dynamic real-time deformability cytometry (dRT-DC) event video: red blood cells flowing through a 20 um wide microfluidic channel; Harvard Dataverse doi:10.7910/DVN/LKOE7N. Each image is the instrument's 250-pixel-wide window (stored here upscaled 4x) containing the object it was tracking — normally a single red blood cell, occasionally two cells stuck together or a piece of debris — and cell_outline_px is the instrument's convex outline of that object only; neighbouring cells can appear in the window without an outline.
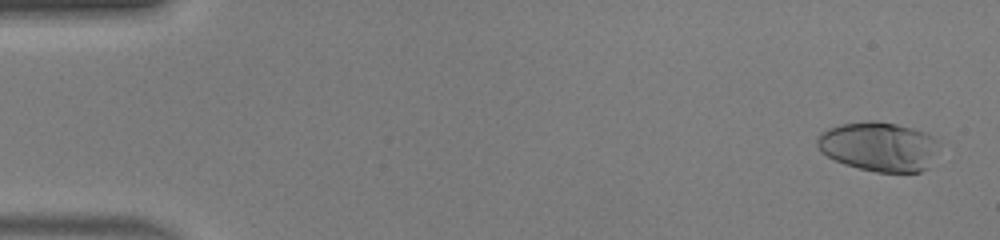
{"species": "human", "species_latin": "Homo sapiens", "temperature_condition": "warm", "stored_images_in_passage": 50, "camera_frame_rate_fps": 3000, "um_per_image_px": 0.085, "donor": {"sex": "male"}, "frame": {"image": 1, "passage_image": 2, "time_ms": 0.333, "image_size_px": [1000, 240], "cell_outline_px": [[940, 140], [928, 168], [920, 172], [876, 172], [844, 164], [820, 152], [816, 144], [816, 140], [820, 132], [828, 128], [840, 124], [868, 120], [872, 120], [896, 124], [912, 128], [924, 132]], "centroid_in_image_um": [74.68, 12.45], "position_along_channel_um": 10.3, "area_um2": 35.14}}
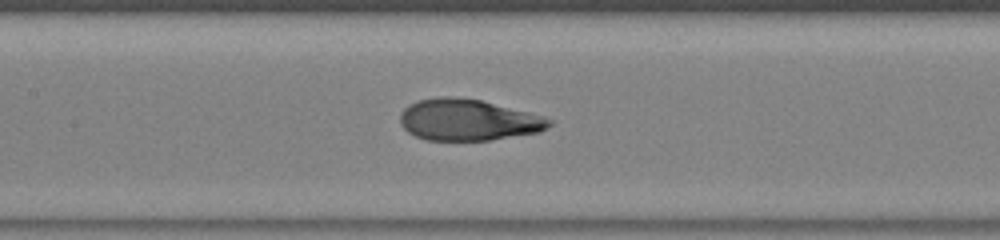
{"frame": {"image": 2, "passage_image": 24, "time_ms": 7.667, "image_size_px": [1000, 240], "cell_outline_px": [[552, 124], [548, 128], [540, 132], [488, 140], [424, 140], [408, 132], [400, 124], [400, 112], [408, 104], [420, 100], [440, 96], [456, 96], [480, 100], [544, 116], [552, 120]], "centroid_in_image_um": [39.77, 10.19], "position_along_channel_um": 167.6, "area_um2": 36.01}}
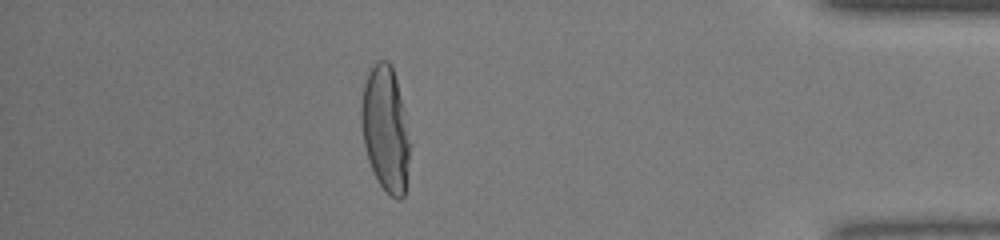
{"frame": {"image": 3, "passage_image": 44, "time_ms": 14.333, "image_size_px": [1000, 240], "cell_outline_px": [[412, 144], [404, 196], [400, 200], [396, 200], [384, 192], [376, 180], [372, 172], [368, 160], [364, 144], [360, 120], [360, 104], [364, 84], [368, 72], [376, 60], [388, 60], [392, 64], [404, 108]], "centroid_in_image_um": [32.78, 11.0], "position_along_channel_um": 402.4, "area_um2": 36.65}, "authors_computed_cell_mechanics": {"area_um2": 35.8938, "velocity_mm_per_s": 4.1524, "shape_relaxation_time_tau1_ms": 6.9141, "shape_relaxation_time_tau2_ms": null, "deformation_change_tau1": 0.3453, "deformation_change_tau2": null}}